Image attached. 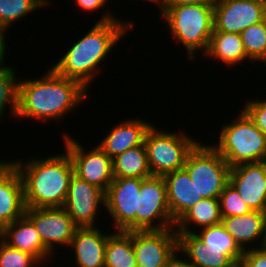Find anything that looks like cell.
I'll return each instance as SVG.
<instances>
[{"instance_id":"cb8c5ba5","label":"cell","mask_w":266,"mask_h":267,"mask_svg":"<svg viewBox=\"0 0 266 267\" xmlns=\"http://www.w3.org/2000/svg\"><path fill=\"white\" fill-rule=\"evenodd\" d=\"M221 219L219 198H203L175 223L174 228L176 232L193 233V228L197 231L217 225Z\"/></svg>"},{"instance_id":"603a6c76","label":"cell","mask_w":266,"mask_h":267,"mask_svg":"<svg viewBox=\"0 0 266 267\" xmlns=\"http://www.w3.org/2000/svg\"><path fill=\"white\" fill-rule=\"evenodd\" d=\"M210 60L220 61L228 67L239 66V63L250 61L239 33L213 31L207 52L204 54Z\"/></svg>"},{"instance_id":"ffe728a7","label":"cell","mask_w":266,"mask_h":267,"mask_svg":"<svg viewBox=\"0 0 266 267\" xmlns=\"http://www.w3.org/2000/svg\"><path fill=\"white\" fill-rule=\"evenodd\" d=\"M163 178L166 183L168 207L172 220L176 223L203 197L184 168L167 173Z\"/></svg>"},{"instance_id":"6da1fadb","label":"cell","mask_w":266,"mask_h":267,"mask_svg":"<svg viewBox=\"0 0 266 267\" xmlns=\"http://www.w3.org/2000/svg\"><path fill=\"white\" fill-rule=\"evenodd\" d=\"M89 93L78 81L62 77L49 68L38 78L19 80L16 119L61 122Z\"/></svg>"},{"instance_id":"d6a6232c","label":"cell","mask_w":266,"mask_h":267,"mask_svg":"<svg viewBox=\"0 0 266 267\" xmlns=\"http://www.w3.org/2000/svg\"><path fill=\"white\" fill-rule=\"evenodd\" d=\"M243 110L266 136V99H245Z\"/></svg>"},{"instance_id":"4dcf8cb0","label":"cell","mask_w":266,"mask_h":267,"mask_svg":"<svg viewBox=\"0 0 266 267\" xmlns=\"http://www.w3.org/2000/svg\"><path fill=\"white\" fill-rule=\"evenodd\" d=\"M221 217H232L247 214L252 209L242 200L231 183H227L219 196Z\"/></svg>"},{"instance_id":"9a60e30c","label":"cell","mask_w":266,"mask_h":267,"mask_svg":"<svg viewBox=\"0 0 266 267\" xmlns=\"http://www.w3.org/2000/svg\"><path fill=\"white\" fill-rule=\"evenodd\" d=\"M229 183L252 210L262 211L266 207V161L231 167Z\"/></svg>"},{"instance_id":"83f0119b","label":"cell","mask_w":266,"mask_h":267,"mask_svg":"<svg viewBox=\"0 0 266 267\" xmlns=\"http://www.w3.org/2000/svg\"><path fill=\"white\" fill-rule=\"evenodd\" d=\"M6 53V51H0V123L6 116L8 107L9 110L11 109L9 112L13 119H16L18 108V75L11 64L10 66L4 64Z\"/></svg>"},{"instance_id":"277c9868","label":"cell","mask_w":266,"mask_h":267,"mask_svg":"<svg viewBox=\"0 0 266 267\" xmlns=\"http://www.w3.org/2000/svg\"><path fill=\"white\" fill-rule=\"evenodd\" d=\"M213 14L214 0H207L199 4L164 5L159 16L167 23L174 42L181 43L188 60L193 61L200 52L201 55L207 52L214 29Z\"/></svg>"},{"instance_id":"4316f807","label":"cell","mask_w":266,"mask_h":267,"mask_svg":"<svg viewBox=\"0 0 266 267\" xmlns=\"http://www.w3.org/2000/svg\"><path fill=\"white\" fill-rule=\"evenodd\" d=\"M193 233L204 242L207 250L223 251L234 263H239L244 250L221 223L193 230Z\"/></svg>"},{"instance_id":"ba28073f","label":"cell","mask_w":266,"mask_h":267,"mask_svg":"<svg viewBox=\"0 0 266 267\" xmlns=\"http://www.w3.org/2000/svg\"><path fill=\"white\" fill-rule=\"evenodd\" d=\"M174 227L163 176L143 179L140 192H137L135 230H163Z\"/></svg>"},{"instance_id":"60d3db41","label":"cell","mask_w":266,"mask_h":267,"mask_svg":"<svg viewBox=\"0 0 266 267\" xmlns=\"http://www.w3.org/2000/svg\"><path fill=\"white\" fill-rule=\"evenodd\" d=\"M231 267H242L240 263H234Z\"/></svg>"},{"instance_id":"8992f818","label":"cell","mask_w":266,"mask_h":267,"mask_svg":"<svg viewBox=\"0 0 266 267\" xmlns=\"http://www.w3.org/2000/svg\"><path fill=\"white\" fill-rule=\"evenodd\" d=\"M185 130L168 131L152 126L147 130L144 145L147 152L148 166L152 176H164L175 170L183 169L189 152L199 142L198 137Z\"/></svg>"},{"instance_id":"484cf974","label":"cell","mask_w":266,"mask_h":267,"mask_svg":"<svg viewBox=\"0 0 266 267\" xmlns=\"http://www.w3.org/2000/svg\"><path fill=\"white\" fill-rule=\"evenodd\" d=\"M105 267H137L133 231H114L107 238Z\"/></svg>"},{"instance_id":"52a82bcc","label":"cell","mask_w":266,"mask_h":267,"mask_svg":"<svg viewBox=\"0 0 266 267\" xmlns=\"http://www.w3.org/2000/svg\"><path fill=\"white\" fill-rule=\"evenodd\" d=\"M203 198H219L229 182L230 166L210 145L199 141L183 167Z\"/></svg>"},{"instance_id":"e0dca14e","label":"cell","mask_w":266,"mask_h":267,"mask_svg":"<svg viewBox=\"0 0 266 267\" xmlns=\"http://www.w3.org/2000/svg\"><path fill=\"white\" fill-rule=\"evenodd\" d=\"M100 227H78L69 245L74 267H105L107 238L112 234ZM109 232V233H108Z\"/></svg>"},{"instance_id":"e575fe53","label":"cell","mask_w":266,"mask_h":267,"mask_svg":"<svg viewBox=\"0 0 266 267\" xmlns=\"http://www.w3.org/2000/svg\"><path fill=\"white\" fill-rule=\"evenodd\" d=\"M239 263L242 267H266V249L259 247L244 250Z\"/></svg>"},{"instance_id":"f546056e","label":"cell","mask_w":266,"mask_h":267,"mask_svg":"<svg viewBox=\"0 0 266 267\" xmlns=\"http://www.w3.org/2000/svg\"><path fill=\"white\" fill-rule=\"evenodd\" d=\"M240 37L247 57L253 63L262 64L266 58V18L244 29Z\"/></svg>"},{"instance_id":"3957f363","label":"cell","mask_w":266,"mask_h":267,"mask_svg":"<svg viewBox=\"0 0 266 267\" xmlns=\"http://www.w3.org/2000/svg\"><path fill=\"white\" fill-rule=\"evenodd\" d=\"M29 159L15 160L14 157L13 161L10 160L23 180L25 206L63 207L71 177L74 175L73 162L68 152L65 150L46 158H38L36 155Z\"/></svg>"},{"instance_id":"836d02e7","label":"cell","mask_w":266,"mask_h":267,"mask_svg":"<svg viewBox=\"0 0 266 267\" xmlns=\"http://www.w3.org/2000/svg\"><path fill=\"white\" fill-rule=\"evenodd\" d=\"M108 1L110 0H75V6L80 7V10H83L85 12H96L99 11L101 9L106 8V10L104 12H102V17L100 16V19H98V21L96 22H109L112 20H117V19H123V18H117L115 16L114 10H110L112 8H107L105 7L106 4L108 6ZM101 8V9H100ZM112 11V12H111Z\"/></svg>"},{"instance_id":"b9f144b4","label":"cell","mask_w":266,"mask_h":267,"mask_svg":"<svg viewBox=\"0 0 266 267\" xmlns=\"http://www.w3.org/2000/svg\"><path fill=\"white\" fill-rule=\"evenodd\" d=\"M262 63H264L262 65H264L266 67V58H265V60Z\"/></svg>"},{"instance_id":"30bf717a","label":"cell","mask_w":266,"mask_h":267,"mask_svg":"<svg viewBox=\"0 0 266 267\" xmlns=\"http://www.w3.org/2000/svg\"><path fill=\"white\" fill-rule=\"evenodd\" d=\"M24 216L34 225L42 243L54 256L61 246L69 248L78 228L63 207H26Z\"/></svg>"},{"instance_id":"4fadbf2b","label":"cell","mask_w":266,"mask_h":267,"mask_svg":"<svg viewBox=\"0 0 266 267\" xmlns=\"http://www.w3.org/2000/svg\"><path fill=\"white\" fill-rule=\"evenodd\" d=\"M266 18V0H214L213 31L241 33Z\"/></svg>"},{"instance_id":"f1b7e54d","label":"cell","mask_w":266,"mask_h":267,"mask_svg":"<svg viewBox=\"0 0 266 267\" xmlns=\"http://www.w3.org/2000/svg\"><path fill=\"white\" fill-rule=\"evenodd\" d=\"M50 4V0H0V29L7 35L15 22Z\"/></svg>"},{"instance_id":"5b68a950","label":"cell","mask_w":266,"mask_h":267,"mask_svg":"<svg viewBox=\"0 0 266 267\" xmlns=\"http://www.w3.org/2000/svg\"><path fill=\"white\" fill-rule=\"evenodd\" d=\"M223 124L221 132H217L219 140L210 145L230 167L266 161V136L243 110L235 119Z\"/></svg>"},{"instance_id":"7402d4cb","label":"cell","mask_w":266,"mask_h":267,"mask_svg":"<svg viewBox=\"0 0 266 267\" xmlns=\"http://www.w3.org/2000/svg\"><path fill=\"white\" fill-rule=\"evenodd\" d=\"M178 250L193 267H231L234 262L223 252L207 250L194 233L177 232Z\"/></svg>"},{"instance_id":"d590c367","label":"cell","mask_w":266,"mask_h":267,"mask_svg":"<svg viewBox=\"0 0 266 267\" xmlns=\"http://www.w3.org/2000/svg\"><path fill=\"white\" fill-rule=\"evenodd\" d=\"M165 267H193V266L190 264L188 259L177 249L174 252V254L168 259Z\"/></svg>"},{"instance_id":"7a4b0ae2","label":"cell","mask_w":266,"mask_h":267,"mask_svg":"<svg viewBox=\"0 0 266 267\" xmlns=\"http://www.w3.org/2000/svg\"><path fill=\"white\" fill-rule=\"evenodd\" d=\"M134 23L133 19L128 21L127 18L94 23L82 38L71 43L67 52L51 68L58 75L76 80L89 90L99 76L106 57L113 53V47L130 29L134 30Z\"/></svg>"},{"instance_id":"74e56055","label":"cell","mask_w":266,"mask_h":267,"mask_svg":"<svg viewBox=\"0 0 266 267\" xmlns=\"http://www.w3.org/2000/svg\"><path fill=\"white\" fill-rule=\"evenodd\" d=\"M261 247L266 249V207L262 210V243Z\"/></svg>"},{"instance_id":"ac0fdd59","label":"cell","mask_w":266,"mask_h":267,"mask_svg":"<svg viewBox=\"0 0 266 267\" xmlns=\"http://www.w3.org/2000/svg\"><path fill=\"white\" fill-rule=\"evenodd\" d=\"M0 239L12 248L33 255L45 267L53 263V254L44 246L36 228L25 216L4 226Z\"/></svg>"},{"instance_id":"1f68e13d","label":"cell","mask_w":266,"mask_h":267,"mask_svg":"<svg viewBox=\"0 0 266 267\" xmlns=\"http://www.w3.org/2000/svg\"><path fill=\"white\" fill-rule=\"evenodd\" d=\"M44 267L33 255L12 248L0 239V267Z\"/></svg>"},{"instance_id":"9c48e42d","label":"cell","mask_w":266,"mask_h":267,"mask_svg":"<svg viewBox=\"0 0 266 267\" xmlns=\"http://www.w3.org/2000/svg\"><path fill=\"white\" fill-rule=\"evenodd\" d=\"M63 135L64 150L72 159L74 174L106 192L114 178L112 159L97 145L87 150L71 134Z\"/></svg>"},{"instance_id":"7c38bea8","label":"cell","mask_w":266,"mask_h":267,"mask_svg":"<svg viewBox=\"0 0 266 267\" xmlns=\"http://www.w3.org/2000/svg\"><path fill=\"white\" fill-rule=\"evenodd\" d=\"M101 205L105 208V192L74 174L63 205L73 222L78 227L99 226L97 225L98 215L104 211L100 209Z\"/></svg>"},{"instance_id":"f35d334b","label":"cell","mask_w":266,"mask_h":267,"mask_svg":"<svg viewBox=\"0 0 266 267\" xmlns=\"http://www.w3.org/2000/svg\"><path fill=\"white\" fill-rule=\"evenodd\" d=\"M6 34L0 29V51H6L7 42H6Z\"/></svg>"},{"instance_id":"44dd1931","label":"cell","mask_w":266,"mask_h":267,"mask_svg":"<svg viewBox=\"0 0 266 267\" xmlns=\"http://www.w3.org/2000/svg\"><path fill=\"white\" fill-rule=\"evenodd\" d=\"M221 224L243 250L261 247L262 211L252 210L243 215L222 217Z\"/></svg>"},{"instance_id":"ab89813d","label":"cell","mask_w":266,"mask_h":267,"mask_svg":"<svg viewBox=\"0 0 266 267\" xmlns=\"http://www.w3.org/2000/svg\"><path fill=\"white\" fill-rule=\"evenodd\" d=\"M143 1V0H142ZM144 1H150L152 4L154 3V5L156 4L157 5V9H159V14L163 11V8H164V0H144Z\"/></svg>"},{"instance_id":"8d00e7d4","label":"cell","mask_w":266,"mask_h":267,"mask_svg":"<svg viewBox=\"0 0 266 267\" xmlns=\"http://www.w3.org/2000/svg\"><path fill=\"white\" fill-rule=\"evenodd\" d=\"M207 0H164V5H189L199 4Z\"/></svg>"},{"instance_id":"d4e9b609","label":"cell","mask_w":266,"mask_h":267,"mask_svg":"<svg viewBox=\"0 0 266 267\" xmlns=\"http://www.w3.org/2000/svg\"><path fill=\"white\" fill-rule=\"evenodd\" d=\"M114 178H148L151 171L148 166L144 143L130 148L112 159Z\"/></svg>"},{"instance_id":"2e32d148","label":"cell","mask_w":266,"mask_h":267,"mask_svg":"<svg viewBox=\"0 0 266 267\" xmlns=\"http://www.w3.org/2000/svg\"><path fill=\"white\" fill-rule=\"evenodd\" d=\"M24 186L19 170L10 160L0 163V229L24 216Z\"/></svg>"},{"instance_id":"5bb4252c","label":"cell","mask_w":266,"mask_h":267,"mask_svg":"<svg viewBox=\"0 0 266 267\" xmlns=\"http://www.w3.org/2000/svg\"><path fill=\"white\" fill-rule=\"evenodd\" d=\"M133 249L137 267H165L178 249L175 228L163 230H134Z\"/></svg>"},{"instance_id":"8fae6325","label":"cell","mask_w":266,"mask_h":267,"mask_svg":"<svg viewBox=\"0 0 266 267\" xmlns=\"http://www.w3.org/2000/svg\"><path fill=\"white\" fill-rule=\"evenodd\" d=\"M142 178H113L105 192V211L110 215L115 231L135 230L137 192H140ZM113 221V222H112Z\"/></svg>"},{"instance_id":"d6986e66","label":"cell","mask_w":266,"mask_h":267,"mask_svg":"<svg viewBox=\"0 0 266 267\" xmlns=\"http://www.w3.org/2000/svg\"><path fill=\"white\" fill-rule=\"evenodd\" d=\"M133 117L122 120L105 133L97 146H99L111 159L126 150L142 145L147 130L152 126L148 120Z\"/></svg>"}]
</instances>
